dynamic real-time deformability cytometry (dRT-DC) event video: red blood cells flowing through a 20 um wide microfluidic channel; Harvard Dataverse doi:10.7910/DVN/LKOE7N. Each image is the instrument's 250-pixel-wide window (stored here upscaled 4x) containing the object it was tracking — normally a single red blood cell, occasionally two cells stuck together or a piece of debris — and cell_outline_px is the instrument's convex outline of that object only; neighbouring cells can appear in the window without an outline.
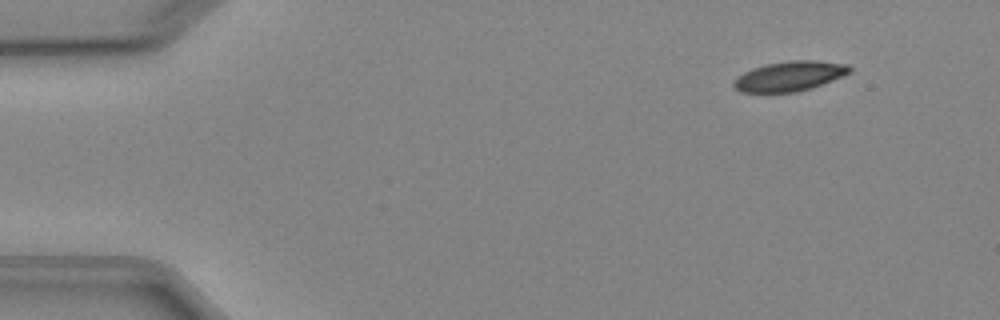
{"species": "Egyptian fruit bat (a non-hibernating species)", "species_latin": "Rousettus aegyptiacus", "temperature_condition": "cold", "stored_images_in_passage": 7, "camera_frame_rate_fps": 3000, "um_per_image_px": 0.085, "animal": {"sex": "female"}, "frame": {"image": 1, "passage_image": 1, "time_ms": 0.0, "image_size_px": [1000, 320], "cell_outline_px": [[852, 72], [832, 80], [796, 92], [740, 92], [732, 84], [732, 80], [744, 72], [752, 68], [768, 64], [788, 60], [816, 60], [848, 64], [852, 68]], "centroid_in_image_um": [67.11, 6.46], "position_along_channel_um": 17.9, "area_um2": 20.06}}
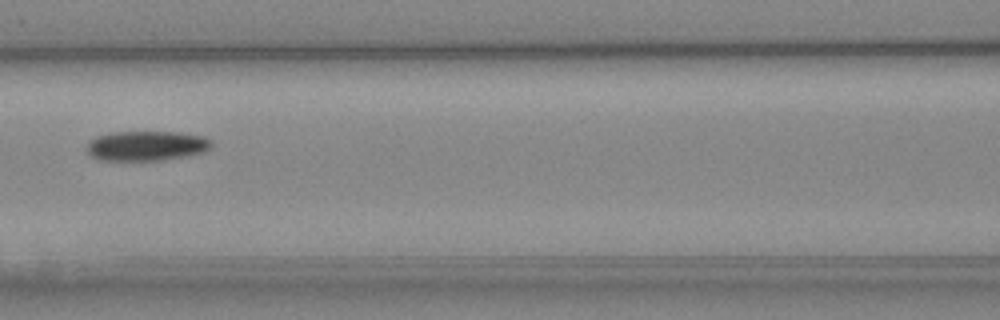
{"frame": {"image": 2, "passage_image": 6, "time_ms": 6.0, "image_size_px": [1000, 320], "cell_outline_px": [[212, 144], [204, 152], [184, 156], [160, 160], [100, 160], [92, 156], [88, 152], [88, 144], [96, 136], [112, 132], [180, 132], [204, 136], [212, 140]], "centroid_in_image_um": [12.47, 12.38], "position_along_channel_um": 154.1, "area_um2": 21.5}}
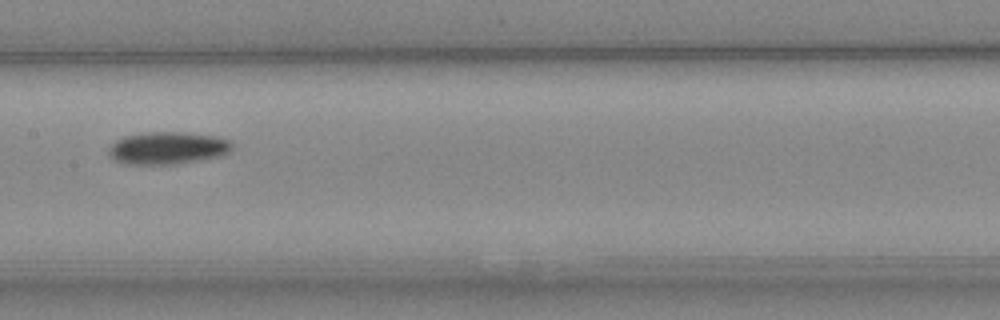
{"frame": {"image": 3, "passage_image": 7, "time_ms": 7.0, "image_size_px": [1000, 320], "cell_outline_px": [[232, 148], [228, 152], [220, 156], [200, 160], [172, 164], [124, 164], [112, 160], [108, 156], [108, 148], [116, 140], [124, 136], [148, 132], [180, 132], [212, 136], [228, 140], [232, 144]], "centroid_in_image_um": [14.17, 12.59], "position_along_channel_um": 193.2, "area_um2": 23.24}}